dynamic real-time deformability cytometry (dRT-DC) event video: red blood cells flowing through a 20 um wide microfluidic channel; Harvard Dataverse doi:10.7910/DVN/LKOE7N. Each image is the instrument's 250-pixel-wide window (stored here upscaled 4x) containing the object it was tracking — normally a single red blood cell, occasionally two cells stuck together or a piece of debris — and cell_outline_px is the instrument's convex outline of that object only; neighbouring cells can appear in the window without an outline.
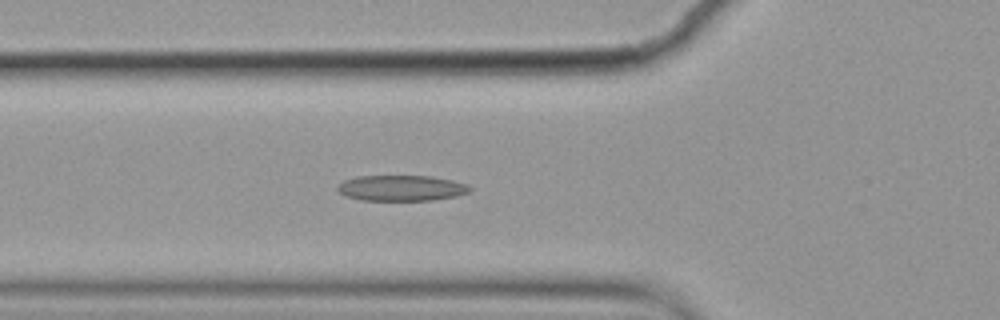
{"species": "common noctule bat (a hibernating species)", "species_latin": "Nyctalus noctula", "temperature_condition": "cold", "stored_images_in_passage": 6, "camera_frame_rate_fps": 3000, "um_per_image_px": 0.085, "animal": {"sex": "female", "body_mass_g": 19.9}, "frame": {"image": 1, "passage_image": 6, "time_ms": 1.667, "image_size_px": [1000, 320], "cell_outline_px": [[472, 188], [468, 192], [456, 196], [432, 200], [360, 200], [344, 196], [336, 188], [344, 180], [356, 176], [432, 176], [452, 180], [468, 184]], "centroid_in_image_um": [34.11, 15.98], "position_along_channel_um": 91.7, "area_um2": 19.83}}